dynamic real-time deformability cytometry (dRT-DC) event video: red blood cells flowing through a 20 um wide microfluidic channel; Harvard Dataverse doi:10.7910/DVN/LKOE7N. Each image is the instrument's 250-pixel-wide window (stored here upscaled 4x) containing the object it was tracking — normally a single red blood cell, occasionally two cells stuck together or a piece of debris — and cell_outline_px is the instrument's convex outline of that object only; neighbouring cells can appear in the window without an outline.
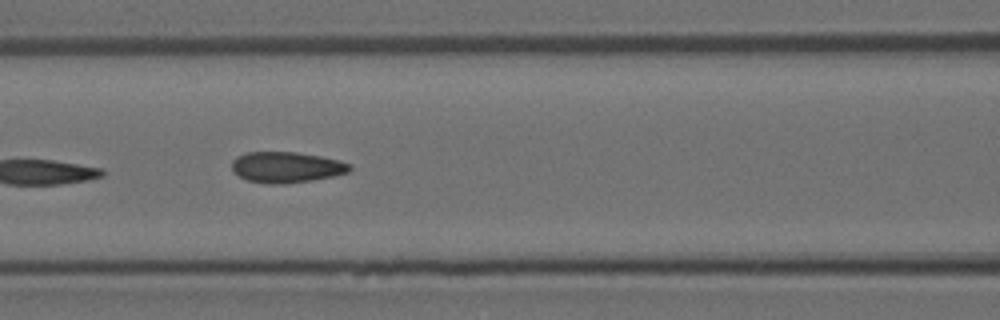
{"species": "Egyptian fruit bat (a non-hibernating species)", "species_latin": "Rousettus aegyptiacus", "temperature_condition": "room temperature", "stored_images_in_passage": 6, "camera_frame_rate_fps": 3000, "um_per_image_px": 0.085, "animal": {"sex": "female"}, "frame": {"image": 1, "passage_image": 6, "time_ms": 1.667, "image_size_px": [1000, 320], "cell_outline_px": [[352, 168], [348, 172], [332, 176], [312, 180], [284, 184], [268, 184], [248, 180], [240, 176], [232, 168], [232, 160], [236, 156], [244, 152], [296, 152], [320, 156], [340, 160], [352, 164]], "centroid_in_image_um": [24.36, 14.2], "position_along_channel_um": 142.2, "area_um2": 21.21}}